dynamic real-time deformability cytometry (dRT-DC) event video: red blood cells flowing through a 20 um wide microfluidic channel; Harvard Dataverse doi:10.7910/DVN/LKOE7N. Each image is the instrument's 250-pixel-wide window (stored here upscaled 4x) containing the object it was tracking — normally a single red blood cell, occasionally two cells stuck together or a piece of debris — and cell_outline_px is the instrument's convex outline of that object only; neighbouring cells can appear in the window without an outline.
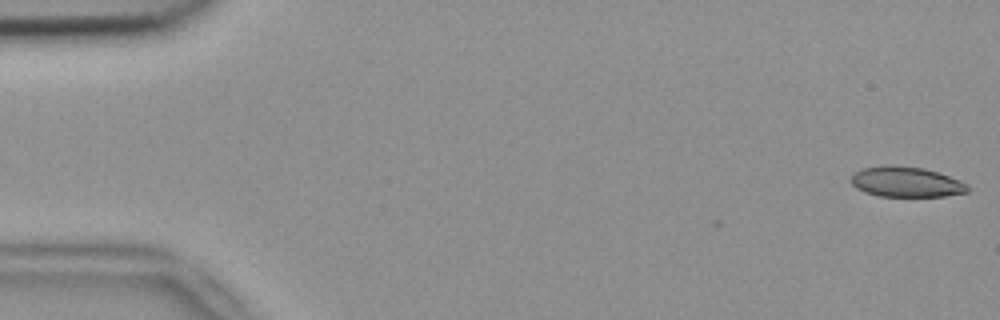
{"species": "common noctule bat (a hibernating species)", "species_latin": "Nyctalus noctula", "temperature_condition": "room temperature", "stored_images_in_passage": 2, "camera_frame_rate_fps": 3000, "um_per_image_px": 0.085, "animal": {"sex": "female", "body_mass_g": 18.4}, "frame": {"image": 1, "passage_image": 2, "time_ms": 0.333, "image_size_px": [1000, 320], "cell_outline_px": [[968, 192], [944, 196], [880, 196], [864, 192], [856, 188], [852, 184], [852, 176], [860, 168], [888, 164], [892, 164], [924, 168], [960, 180], [968, 184]], "centroid_in_image_um": [77.01, 15.45], "position_along_channel_um": 8.0, "area_um2": 20.63}}